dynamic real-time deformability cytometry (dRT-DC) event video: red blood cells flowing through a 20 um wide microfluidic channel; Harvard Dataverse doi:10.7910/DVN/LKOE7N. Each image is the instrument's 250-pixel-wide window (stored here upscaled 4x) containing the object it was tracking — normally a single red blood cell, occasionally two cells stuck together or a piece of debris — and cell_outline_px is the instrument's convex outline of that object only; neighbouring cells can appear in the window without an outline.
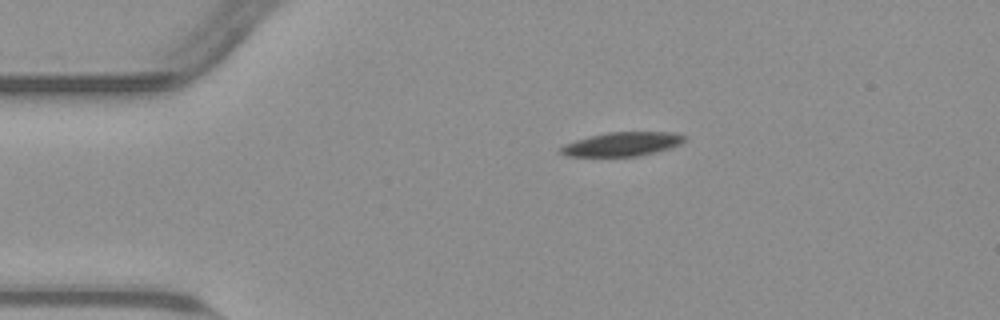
{"species": "common noctule bat (a hibernating species)", "species_latin": "Nyctalus noctula", "temperature_condition": "warm", "stored_images_in_passage": 46, "camera_frame_rate_fps": 3000, "um_per_image_px": 0.085, "animal": {"sex": "male", "body_mass_g": 23.1, "forearm_length_mm": 52.7}, "frame": {"image": 1, "passage_image": 1, "time_ms": 0.0, "image_size_px": [1000, 320], "cell_outline_px": [[688, 136], [680, 144], [668, 148], [636, 156], [568, 156], [560, 152], [560, 148], [564, 144], [576, 140], [608, 132], [672, 132]], "centroid_in_image_um": [52.89, 12.24], "position_along_channel_um": 32.1, "area_um2": 16.94}}
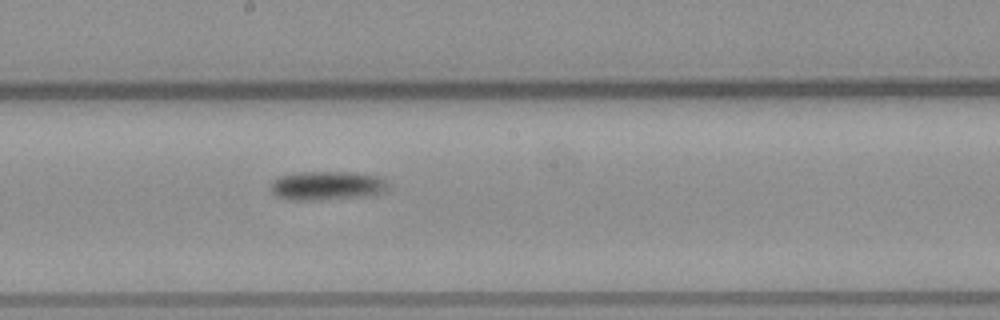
{"frame": {"image": 2, "passage_image": 20, "time_ms": 6.333, "image_size_px": [1000, 320], "cell_outline_px": [[388, 192], [368, 196], [320, 200], [284, 200], [276, 196], [272, 192], [272, 180], [280, 176], [296, 172], [352, 172], [380, 176], [388, 184]], "centroid_in_image_um": [27.82, 15.79], "position_along_channel_um": 220.4, "area_um2": 20.17}}
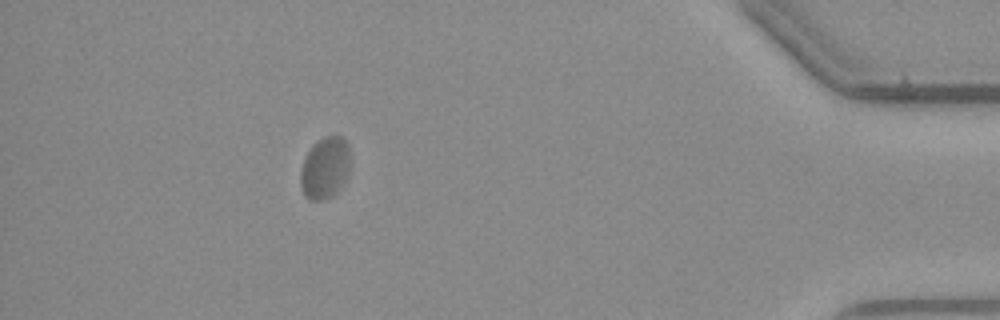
{"frame": {"image": 3, "passage_image": 40, "time_ms": 13.0, "image_size_px": [1000, 320], "cell_outline_px": [[348, 176], [340, 188], [332, 196], [324, 200], [308, 200], [304, 196], [300, 188], [300, 172], [304, 160], [308, 152], [324, 136], [340, 136], [348, 144]], "centroid_in_image_um": [27.6, 14.33], "position_along_channel_um": 407.6, "area_um2": 17.69}, "authors_computed_cell_mechanics": {"area_um2": 18.496, "velocity_mm_per_s": 3.6863, "shape_relaxation_time_tau1_ms": 5.6181, "shape_relaxation_time_tau2_ms": null, "deformation_change_tau1": 0.098, "deformation_change_tau2": null}}